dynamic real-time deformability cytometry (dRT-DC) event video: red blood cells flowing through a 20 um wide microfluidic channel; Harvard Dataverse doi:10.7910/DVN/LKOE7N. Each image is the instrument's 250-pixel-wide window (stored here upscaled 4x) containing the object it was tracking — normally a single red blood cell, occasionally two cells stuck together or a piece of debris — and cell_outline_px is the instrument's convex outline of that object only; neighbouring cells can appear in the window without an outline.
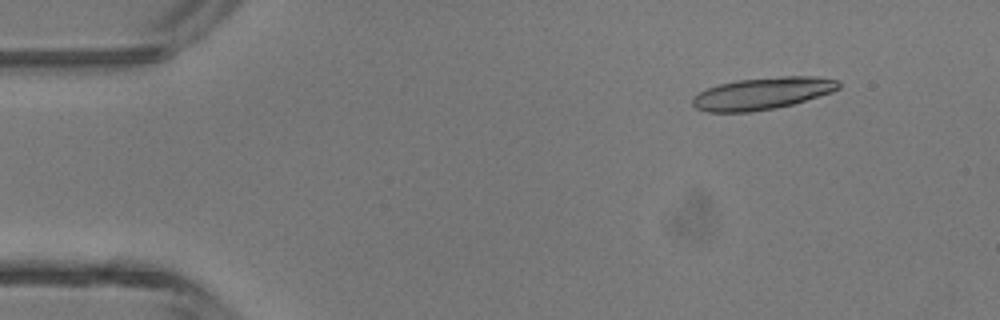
{"species": "common noctule bat (a hibernating species)", "species_latin": "Nyctalus noctula", "temperature_condition": "room temperature", "stored_images_in_passage": 4, "segment_of_instrument_passage": [1, 2], "camera_frame_rate_fps": 3000, "um_per_image_px": 0.085, "animal": {"sex": "male", "body_mass_g": 13.3}, "frame": {"image": 1, "passage_image": 1, "time_ms": 0.0, "image_size_px": [1000, 320], "cell_outline_px": [[840, 88], [832, 92], [792, 104], [752, 112], [708, 112], [696, 108], [692, 104], [692, 96], [708, 88], [720, 84], [736, 80], [780, 76], [816, 76], [840, 80]], "centroid_in_image_um": [64.81, 7.93], "position_along_channel_um": 20.2, "area_um2": 27.28}}